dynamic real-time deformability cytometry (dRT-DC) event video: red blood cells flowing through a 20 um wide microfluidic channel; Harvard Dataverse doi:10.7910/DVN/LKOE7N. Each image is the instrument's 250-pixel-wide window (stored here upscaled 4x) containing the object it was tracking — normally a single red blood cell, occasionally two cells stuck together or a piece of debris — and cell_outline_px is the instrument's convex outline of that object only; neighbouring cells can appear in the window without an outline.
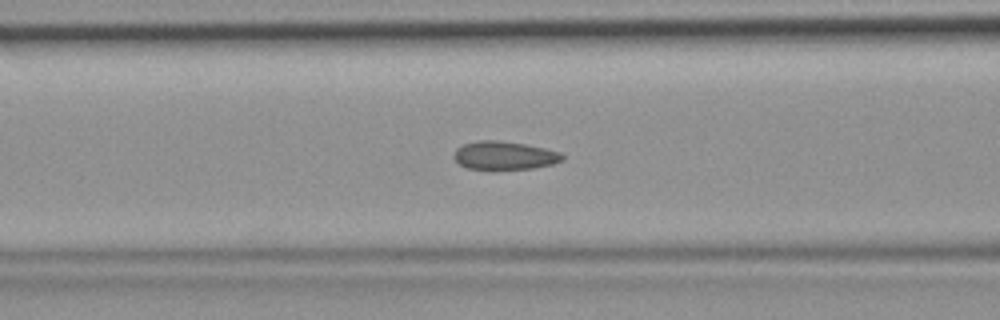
{"species": "common noctule bat (a hibernating species)", "species_latin": "Nyctalus noctula", "temperature_condition": "room temperature", "stored_images_in_passage": 47, "camera_frame_rate_fps": 3000, "um_per_image_px": 0.085, "animal": {"sex": "female", "body_mass_g": 19.9}, "frame": {"image": 1, "passage_image": 19, "time_ms": 6.0, "image_size_px": [1000, 320], "cell_outline_px": [[564, 160], [552, 164], [532, 168], [468, 168], [460, 164], [452, 156], [456, 148], [464, 144], [476, 140], [500, 140], [524, 144], [544, 148], [560, 152], [564, 156]], "centroid_in_image_um": [42.87, 13.19], "position_along_channel_um": 123.7, "area_um2": 17.63}}
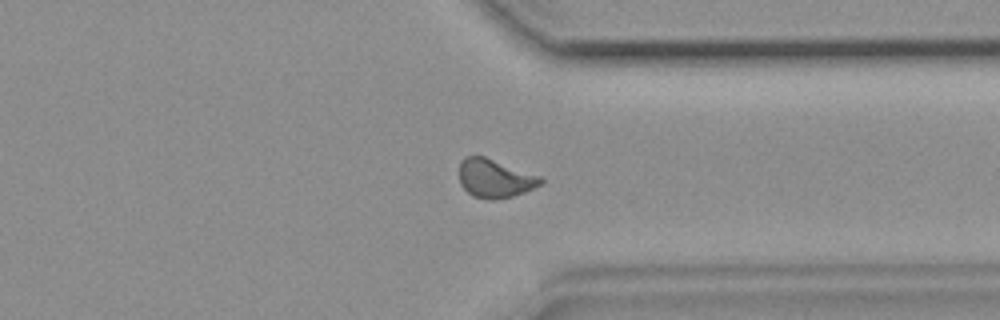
{"frame": {"image": 2, "passage_image": 36, "time_ms": 11.667, "image_size_px": [1000, 320], "cell_outline_px": [[544, 184], [524, 192], [512, 196], [496, 200], [488, 200], [472, 196], [460, 184], [460, 160], [464, 156], [484, 156], [540, 176], [544, 180]], "centroid_in_image_um": [42.07, 15.17], "position_along_channel_um": 369.3, "area_um2": 18.38}}
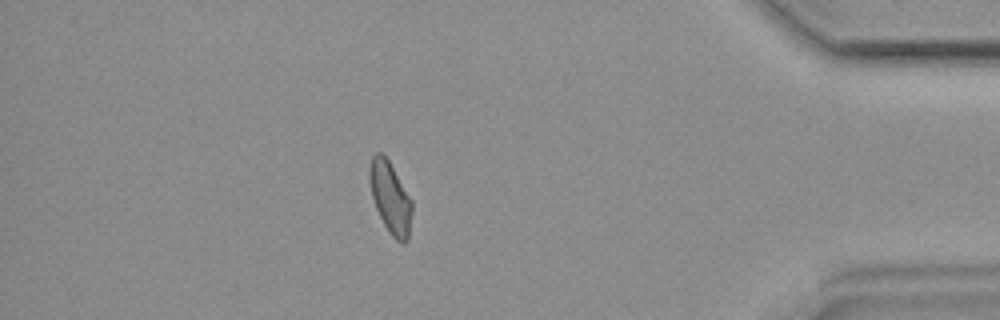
{"frame": {"image": 3, "passage_image": 41, "time_ms": 13.333, "image_size_px": [1000, 320], "cell_outline_px": [[412, 212], [408, 240], [404, 244], [400, 244], [392, 236], [384, 224], [376, 208], [372, 196], [368, 176], [368, 168], [372, 156], [376, 152], [380, 152], [388, 160], [412, 200]], "centroid_in_image_um": [33.17, 16.81], "position_along_channel_um": 402.0, "area_um2": 17.69}}